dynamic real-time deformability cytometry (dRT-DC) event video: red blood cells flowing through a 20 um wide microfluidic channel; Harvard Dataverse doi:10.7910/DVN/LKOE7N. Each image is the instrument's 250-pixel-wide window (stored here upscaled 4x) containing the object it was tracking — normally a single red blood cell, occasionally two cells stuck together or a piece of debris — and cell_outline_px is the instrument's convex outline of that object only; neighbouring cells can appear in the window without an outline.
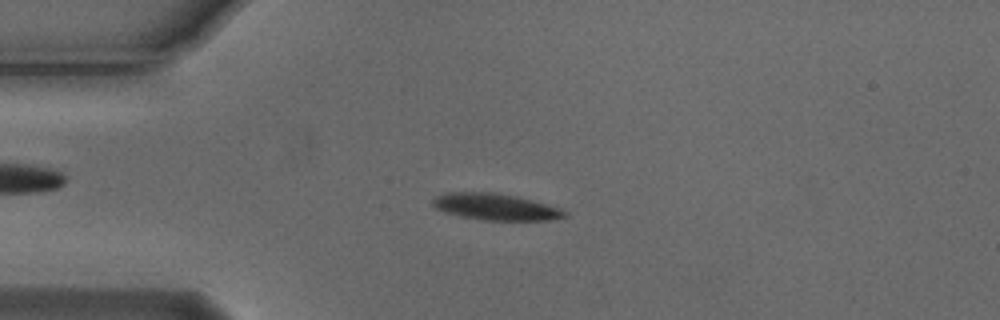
{"species": "Egyptian fruit bat (a non-hibernating species)", "species_latin": "Rousettus aegyptiacus", "temperature_condition": "cold", "stored_images_in_passage": 54, "camera_frame_rate_fps": 3000, "um_per_image_px": 0.085, "animal": {"sex": "male"}, "frame": {"image": 1, "passage_image": 13, "time_ms": 4.0, "image_size_px": [1000, 320], "cell_outline_px": [[568, 216], [548, 220], [484, 220], [460, 216], [444, 212], [436, 208], [432, 204], [432, 200], [436, 196], [444, 192], [496, 192], [516, 196], [532, 200], [560, 208], [568, 212]], "centroid_in_image_um": [42.11, 17.57], "position_along_channel_um": 42.9, "area_um2": 20.46}}
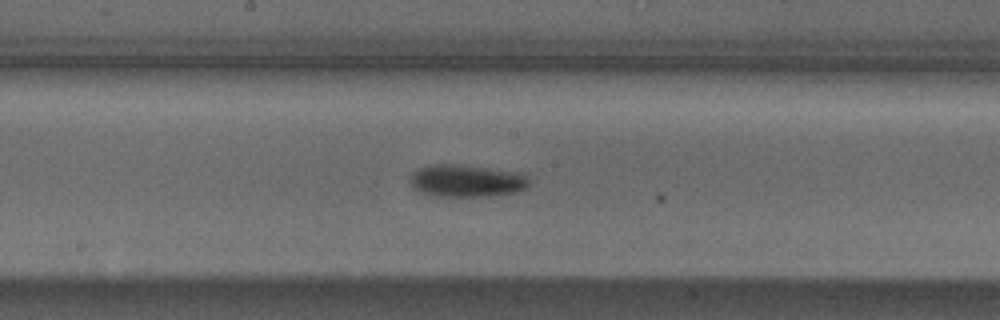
{"frame": {"image": 2, "passage_image": 28, "time_ms": 9.0, "image_size_px": [1000, 320], "cell_outline_px": [[532, 184], [528, 188], [516, 192], [488, 196], [432, 196], [412, 188], [408, 180], [412, 172], [420, 168], [436, 164], [452, 164], [528, 172], [532, 180]], "centroid_in_image_um": [39.76, 15.36], "position_along_channel_um": 208.4, "area_um2": 23.06}}
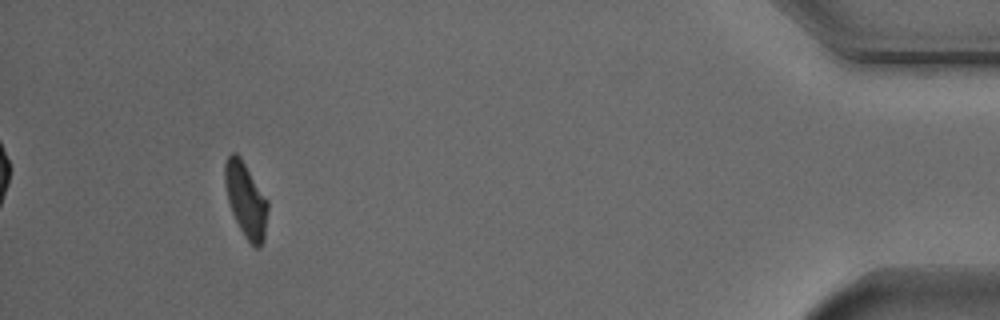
{"frame": {"image": 3, "passage_image": 50, "time_ms": 16.333, "image_size_px": [1000, 320], "cell_outline_px": [[268, 208], [264, 240], [260, 248], [256, 248], [244, 236], [232, 212], [228, 200], [224, 184], [224, 164], [228, 156], [232, 152], [236, 152], [240, 156], [268, 200]], "centroid_in_image_um": [20.9, 16.97], "position_along_channel_um": 414.3, "area_um2": 18.67}, "authors_computed_cell_mechanics": {"area_um2": 20.1144, "velocity_mm_per_s": 3.7504, "shape_relaxation_time_tau1_ms": 2.2009, "shape_relaxation_time_tau2_ms": null, "deformation_change_tau1": 0.116, "deformation_change_tau2": null}}